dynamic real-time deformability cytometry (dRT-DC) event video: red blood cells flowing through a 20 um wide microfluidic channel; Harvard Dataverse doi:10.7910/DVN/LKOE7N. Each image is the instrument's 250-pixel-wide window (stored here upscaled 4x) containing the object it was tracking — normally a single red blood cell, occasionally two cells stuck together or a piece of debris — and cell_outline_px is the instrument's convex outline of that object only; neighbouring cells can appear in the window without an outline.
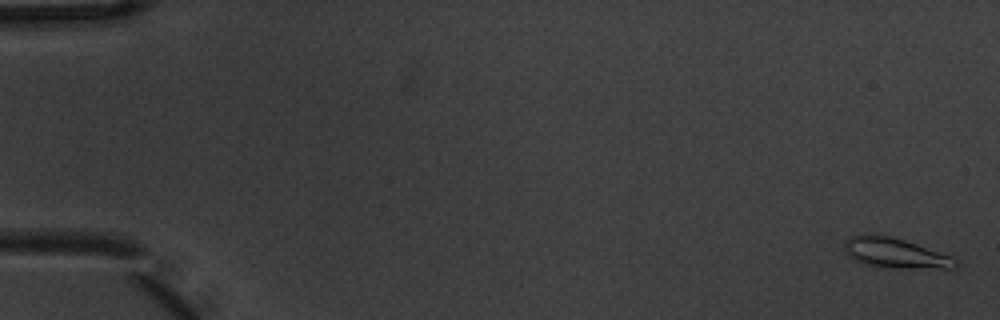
{"species": "common noctule bat (a hibernating species)", "species_latin": "Nyctalus noctula", "temperature_condition": "warm", "stored_images_in_passage": 7, "camera_frame_rate_fps": 3000, "um_per_image_px": 0.085, "animal": {"sex": "male", "body_mass_g": 20.1, "forearm_length_mm": 53.5}, "frame": {"image": 1, "passage_image": 1, "time_ms": 0.0, "image_size_px": [1000, 320], "cell_outline_px": [[960, 260], [956, 268], [896, 268], [864, 264], [848, 256], [844, 252], [844, 244], [848, 236], [864, 232], [888, 236], [904, 240], [952, 256]], "centroid_in_image_um": [76.07, 21.49], "position_along_channel_um": 8.9, "area_um2": 19.71}}
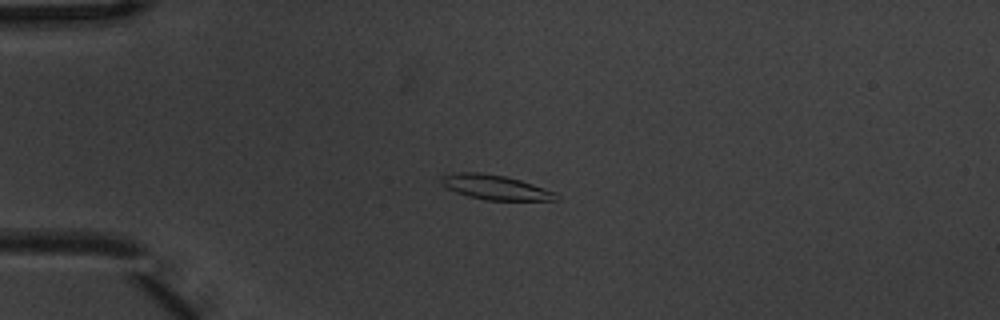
{"frame": {"image": 2, "passage_image": 4, "time_ms": 1.0, "image_size_px": [1000, 320], "cell_outline_px": [[560, 200], [484, 200], [468, 196], [456, 192], [440, 184], [440, 176], [460, 172], [480, 172], [504, 176], [520, 180], [556, 192], [560, 196]], "centroid_in_image_um": [42.1, 15.92], "position_along_channel_um": 42.9, "area_um2": 16.53}}
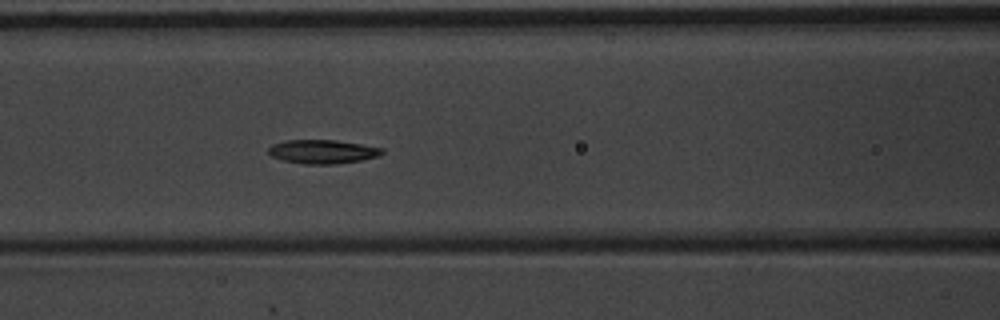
{"frame": {"image": 3, "passage_image": 7, "time_ms": 2.0, "image_size_px": [1000, 320], "cell_outline_px": [[384, 152], [380, 156], [360, 160], [332, 164], [304, 164], [284, 160], [272, 156], [268, 152], [268, 148], [272, 144], [284, 140], [336, 140], [384, 148]], "centroid_in_image_um": [27.42, 12.88], "position_along_channel_um": 139.2, "area_um2": 15.72}}